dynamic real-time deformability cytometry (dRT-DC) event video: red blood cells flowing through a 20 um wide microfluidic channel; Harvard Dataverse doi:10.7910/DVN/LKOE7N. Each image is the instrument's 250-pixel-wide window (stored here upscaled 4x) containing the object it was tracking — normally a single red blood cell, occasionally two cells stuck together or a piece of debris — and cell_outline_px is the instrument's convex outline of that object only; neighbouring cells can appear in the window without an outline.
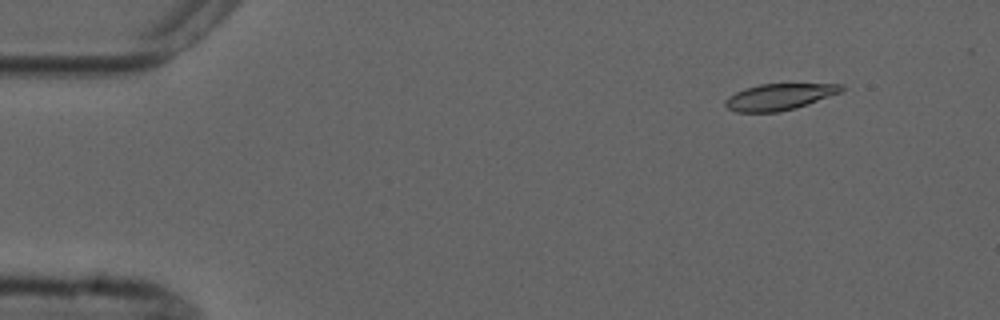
{"species": "common noctule bat (a hibernating species)", "species_latin": "Nyctalus noctula", "temperature_condition": "cold", "stored_images_in_passage": 5, "camera_frame_rate_fps": 3000, "um_per_image_px": 0.085, "animal": {"sex": "male", "forearm_length_mm": 52.5}, "frame": {"image": 1, "passage_image": 1, "time_ms": 0.0, "image_size_px": [1000, 320], "cell_outline_px": [[844, 88], [840, 92], [808, 104], [796, 108], [780, 112], [736, 112], [728, 108], [724, 104], [724, 100], [728, 96], [744, 88], [760, 84], [840, 84]], "centroid_in_image_um": [66.18, 8.24], "position_along_channel_um": 18.8, "area_um2": 17.74}}
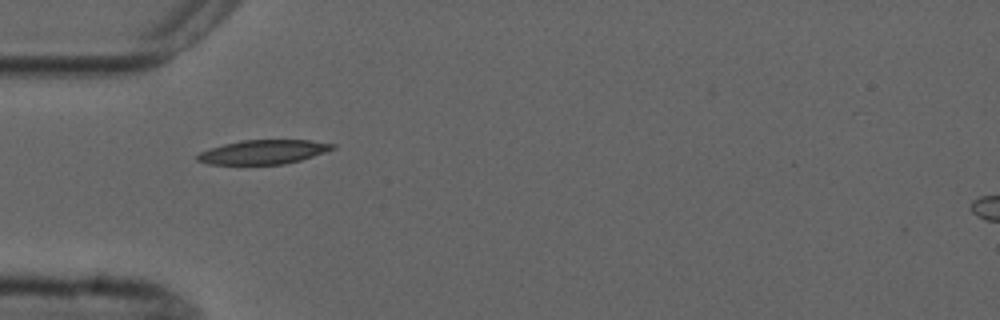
{"frame": {"image": 2, "passage_image": 4, "time_ms": 3.667, "image_size_px": [1000, 320], "cell_outline_px": [[336, 148], [300, 160], [284, 164], [208, 164], [196, 160], [196, 156], [200, 152], [224, 144], [240, 140], [308, 140], [336, 144]], "centroid_in_image_um": [22.38, 12.91], "position_along_channel_um": 62.6, "area_um2": 18.84}}
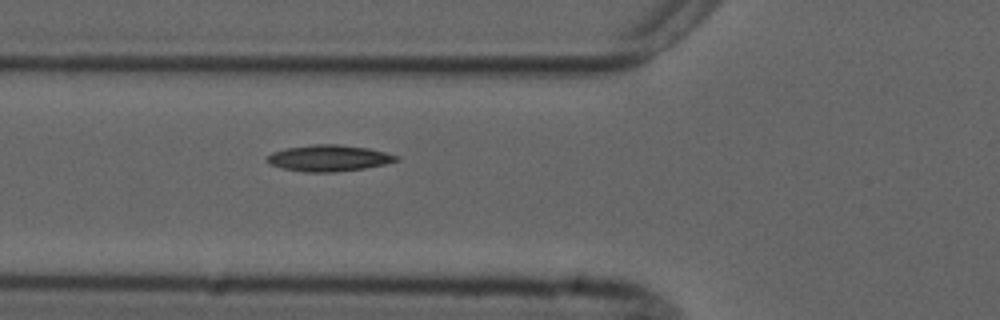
{"frame": {"image": 3, "passage_image": 5, "time_ms": 4.667, "image_size_px": [1000, 320], "cell_outline_px": [[400, 160], [384, 164], [364, 168], [332, 172], [304, 172], [284, 168], [272, 164], [268, 160], [268, 156], [272, 152], [288, 148], [312, 144], [336, 144], [368, 148], [400, 156]], "centroid_in_image_um": [28.0, 13.43], "position_along_channel_um": 97.8, "area_um2": 19.48}}